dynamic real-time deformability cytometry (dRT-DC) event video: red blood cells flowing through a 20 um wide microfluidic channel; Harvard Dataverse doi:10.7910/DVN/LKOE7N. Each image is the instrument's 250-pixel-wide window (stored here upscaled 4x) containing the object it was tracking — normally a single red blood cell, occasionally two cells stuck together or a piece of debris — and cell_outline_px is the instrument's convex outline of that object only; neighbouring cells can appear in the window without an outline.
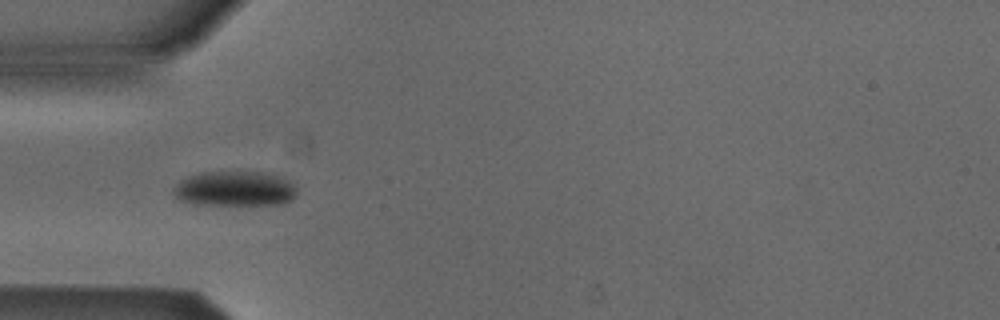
{"species": "Egyptian fruit bat (a non-hibernating species)", "species_latin": "Rousettus aegyptiacus", "temperature_condition": "cold", "stored_images_in_passage": 37, "camera_frame_rate_fps": 3000, "um_per_image_px": 0.085, "animal": {"sex": "male"}, "frame": {"image": 1, "passage_image": 1, "time_ms": 0.0, "image_size_px": [1000, 320], "cell_outline_px": [[296, 196], [292, 200], [284, 204], [196, 204], [180, 200], [172, 192], [172, 188], [180, 180], [188, 176], [204, 172], [256, 172], [276, 176], [288, 180], [296, 188]], "centroid_in_image_um": [19.93, 16.05], "position_along_channel_um": 65.1, "area_um2": 24.91}}
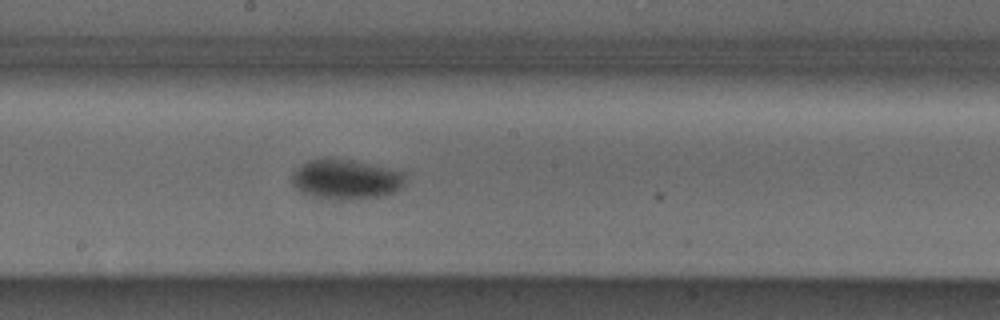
{"frame": {"image": 2, "passage_image": 13, "time_ms": 4.0, "image_size_px": [1000, 320], "cell_outline_px": [[404, 184], [396, 192], [380, 196], [352, 200], [336, 200], [312, 196], [300, 192], [292, 184], [292, 172], [296, 168], [308, 160], [328, 156], [352, 160], [404, 172]], "centroid_in_image_um": [29.35, 15.23], "position_along_channel_um": 218.8, "area_um2": 26.76}}
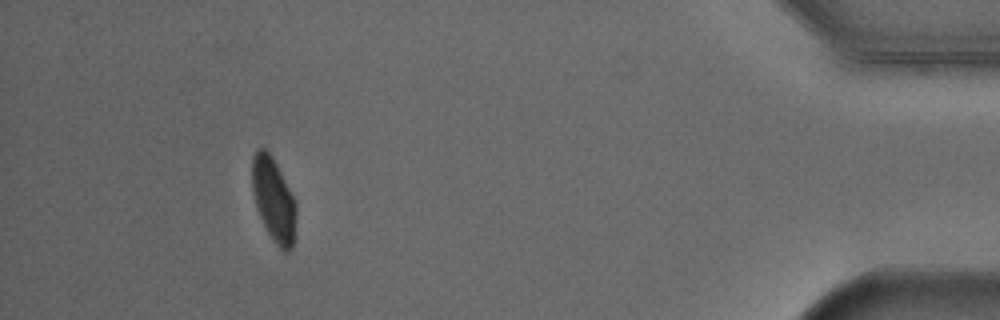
{"frame": {"image": 3, "passage_image": 33, "time_ms": 10.667, "image_size_px": [1000, 320], "cell_outline_px": [[296, 212], [292, 248], [288, 252], [284, 252], [272, 240], [264, 228], [256, 204], [252, 188], [252, 156], [256, 148], [264, 148], [272, 156], [296, 204]], "centroid_in_image_um": [23.23, 16.98], "position_along_channel_um": 412.0, "area_um2": 21.21}, "authors_computed_cell_mechanics": {"area_um2": 24.9118, "velocity_mm_per_s": 3.8738, "shape_relaxation_time_tau1_ms": 1.8075, "shape_relaxation_time_tau2_ms": null, "deformation_change_tau1": 0.0796, "deformation_change_tau2": null}}